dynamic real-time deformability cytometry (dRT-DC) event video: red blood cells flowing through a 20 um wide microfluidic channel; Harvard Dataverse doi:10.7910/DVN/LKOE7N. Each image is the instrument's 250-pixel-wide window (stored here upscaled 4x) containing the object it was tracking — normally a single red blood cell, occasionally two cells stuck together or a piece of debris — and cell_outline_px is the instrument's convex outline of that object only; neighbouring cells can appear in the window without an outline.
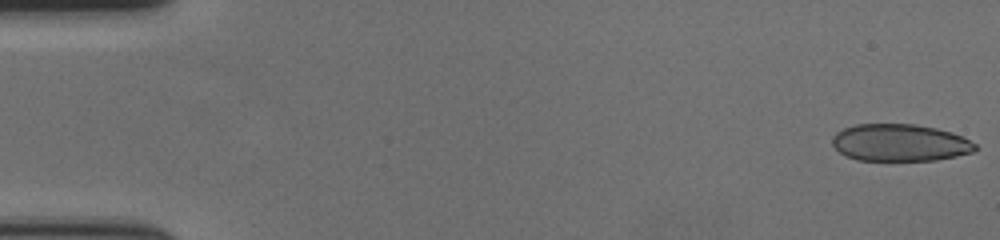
{"species": "human", "species_latin": "Homo sapiens", "temperature_condition": "cold", "stored_images_in_passage": 58, "camera_frame_rate_fps": 3000, "um_per_image_px": 0.085, "donor": {"sex": "female"}, "frame": {"image": 1, "passage_image": 1, "time_ms": 0.0, "image_size_px": [1000, 240], "cell_outline_px": [[976, 148], [972, 152], [956, 156], [936, 160], [856, 160], [840, 152], [832, 144], [832, 136], [836, 132], [844, 128], [856, 124], [916, 124], [936, 128], [952, 132], [976, 144]], "centroid_in_image_um": [76.47, 12.12], "position_along_channel_um": 8.5, "area_um2": 30.81}}
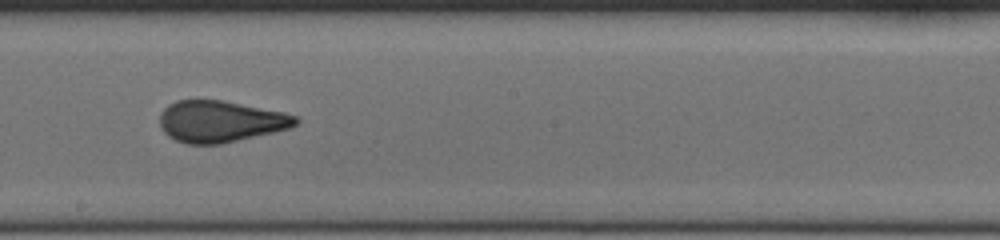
{"frame": {"image": 2, "passage_image": 33, "time_ms": 10.667, "image_size_px": [1000, 240], "cell_outline_px": [[300, 120], [292, 128], [276, 132], [220, 144], [188, 144], [176, 140], [168, 136], [160, 128], [160, 112], [168, 104], [176, 100], [224, 100], [284, 112], [296, 116]], "centroid_in_image_um": [18.74, 10.32], "position_along_channel_um": 229.5, "area_um2": 33.18}}
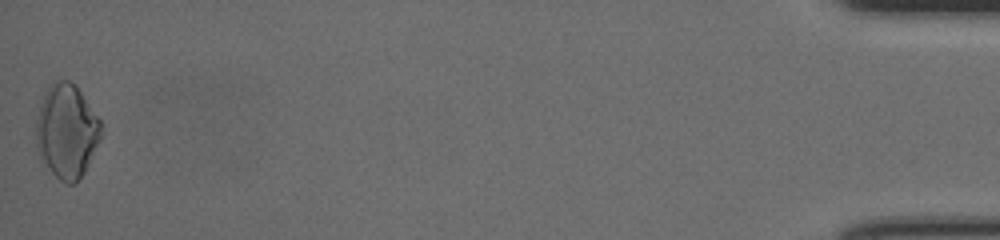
{"frame": {"image": 3, "passage_image": 58, "time_ms": 19.0, "image_size_px": [1000, 240], "cell_outline_px": [[100, 140], [84, 172], [76, 184], [64, 184], [40, 160], [36, 144], [36, 120], [40, 104], [44, 92], [48, 84], [60, 76], [76, 84], [100, 120]], "centroid_in_image_um": [5.64, 11.11], "position_along_channel_um": 429.6, "area_um2": 36.01}, "authors_computed_cell_mechanics": {"area_um2": 32.9171, "velocity_mm_per_s": 3.5596, "shape_relaxation_time_tau1_ms": null, "shape_relaxation_time_tau2_ms": 0.9321, "deformation_change_tau1": null, "deformation_change_tau2": 0.0674}}